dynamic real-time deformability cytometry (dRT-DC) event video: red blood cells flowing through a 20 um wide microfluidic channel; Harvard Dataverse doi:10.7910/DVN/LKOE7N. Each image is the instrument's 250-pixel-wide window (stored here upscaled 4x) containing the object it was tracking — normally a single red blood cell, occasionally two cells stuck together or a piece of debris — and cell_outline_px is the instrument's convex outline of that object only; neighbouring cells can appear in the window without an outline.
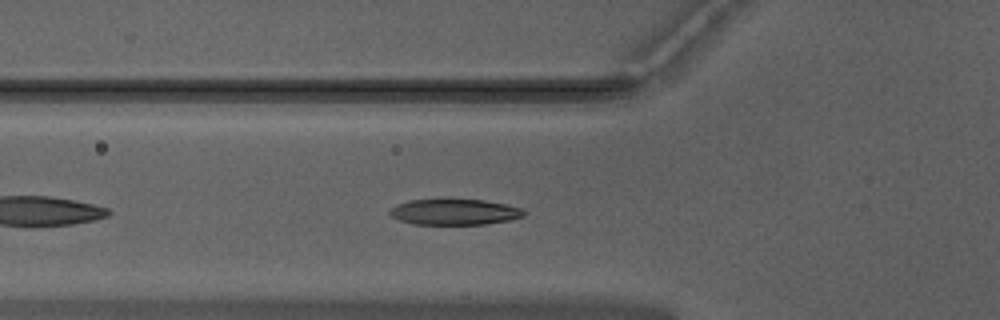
{"species": "Egyptian fruit bat (a non-hibernating species)", "species_latin": "Rousettus aegyptiacus", "temperature_condition": "warm", "stored_images_in_passage": 34, "camera_frame_rate_fps": 3000, "um_per_image_px": 0.085, "animal": {"sex": "male"}, "frame": {"image": 1, "passage_image": 6, "time_ms": 1.667, "image_size_px": [1000, 320], "cell_outline_px": [[524, 216], [508, 220], [484, 224], [412, 224], [400, 220], [392, 216], [388, 212], [388, 208], [396, 204], [408, 200], [484, 200], [504, 204], [520, 208], [524, 212]], "centroid_in_image_um": [38.56, 18.02], "position_along_channel_um": 87.2, "area_um2": 19.94}}
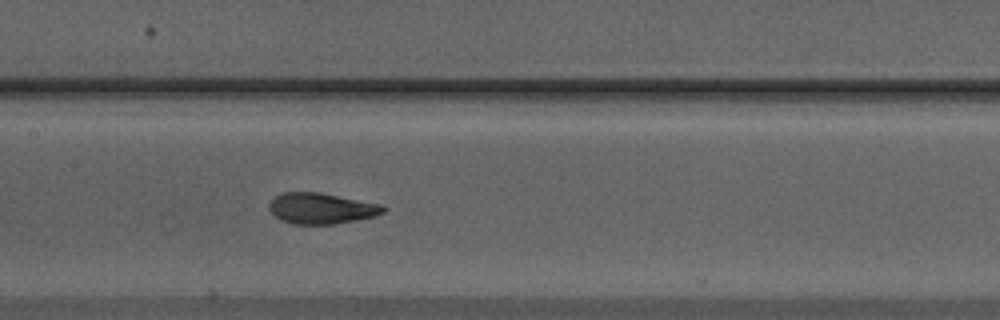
{"frame": {"image": 2, "passage_image": 13, "time_ms": 4.0, "image_size_px": [1000, 320], "cell_outline_px": [[388, 208], [384, 212], [376, 216], [336, 224], [292, 224], [280, 220], [268, 208], [268, 204], [276, 196], [284, 192], [320, 192], [380, 204]], "centroid_in_image_um": [27.32, 17.72], "position_along_channel_um": 180.1, "area_um2": 20.58}}
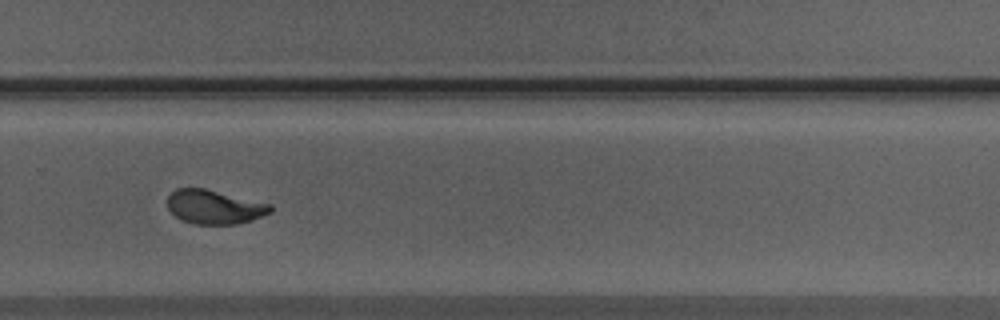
{"frame": {"image": 3, "passage_image": 23, "time_ms": 7.333, "image_size_px": [1000, 320], "cell_outline_px": [[272, 212], [252, 220], [236, 224], [196, 224], [180, 220], [168, 208], [168, 196], [176, 188], [204, 188], [272, 204]], "centroid_in_image_um": [18.24, 17.59], "position_along_channel_um": 311.6, "area_um2": 20.4}, "authors_computed_cell_mechanics": {"area_um2": 20.6635, "velocity_mm_per_s": 3.959, "shape_relaxation_time_tau1_ms": 2.6121, "shape_relaxation_time_tau2_ms": 0.975, "deformation_change_tau1": 0.1715, "deformation_change_tau2": 0.0796}}